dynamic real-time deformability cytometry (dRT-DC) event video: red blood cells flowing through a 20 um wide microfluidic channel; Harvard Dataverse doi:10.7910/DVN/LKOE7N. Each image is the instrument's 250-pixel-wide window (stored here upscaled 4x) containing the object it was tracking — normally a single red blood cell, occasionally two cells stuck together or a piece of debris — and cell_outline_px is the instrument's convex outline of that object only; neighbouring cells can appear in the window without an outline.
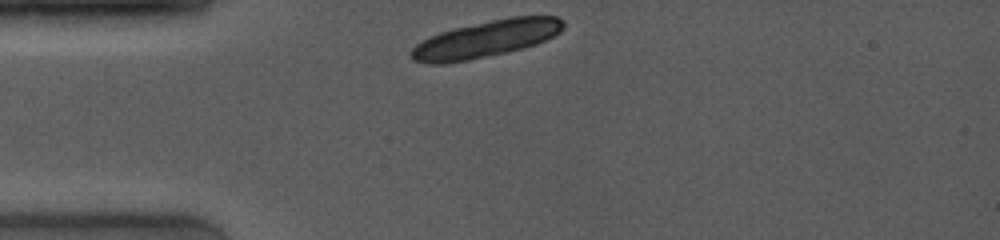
{"species": "common noctule bat (a hibernating species)", "species_latin": "Nyctalus noctula", "temperature_condition": "room temperature", "stored_images_in_passage": 2, "camera_frame_rate_fps": 4000, "um_per_image_px": 0.085, "animal": {"sex": "female", "body_mass_g": 19.0, "forearm_length_mm": 53.3}, "frame": {"image": 1, "passage_image": 1, "time_ms": 0.0, "image_size_px": [1000, 240], "cell_outline_px": [[564, 28], [560, 32], [536, 44], [524, 48], [468, 60], [448, 64], [428, 64], [412, 60], [408, 56], [408, 52], [416, 44], [440, 32], [456, 28], [492, 20], [512, 16], [556, 16], [564, 20]], "centroid_in_image_um": [41.28, 3.33], "position_along_channel_um": 43.7, "area_um2": 32.54}}